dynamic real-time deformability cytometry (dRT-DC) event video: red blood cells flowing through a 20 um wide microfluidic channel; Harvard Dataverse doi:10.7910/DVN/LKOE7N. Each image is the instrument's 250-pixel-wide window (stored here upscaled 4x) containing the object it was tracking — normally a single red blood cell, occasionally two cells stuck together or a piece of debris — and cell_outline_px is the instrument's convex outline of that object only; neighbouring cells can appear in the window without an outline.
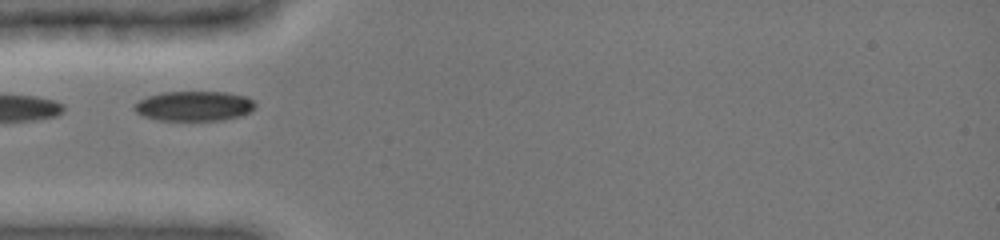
{"species": "common noctule bat (a hibernating species)", "species_latin": "Nyctalus noctula", "temperature_condition": "cold", "stored_images_in_passage": 4, "camera_frame_rate_fps": 3000, "um_per_image_px": 0.085, "animal": {"sex": "female", "body_mass_g": 19.0, "forearm_length_mm": 51.5}, "frame": {"image": 1, "passage_image": 1, "time_ms": 0.0, "image_size_px": [1000, 240], "cell_outline_px": [[256, 108], [252, 112], [240, 116], [220, 120], [156, 120], [144, 116], [136, 112], [132, 108], [140, 100], [148, 96], [160, 92], [224, 92], [244, 96], [252, 100], [256, 104]], "centroid_in_image_um": [16.51, 9.01], "position_along_channel_um": 68.5, "area_um2": 21.04}}